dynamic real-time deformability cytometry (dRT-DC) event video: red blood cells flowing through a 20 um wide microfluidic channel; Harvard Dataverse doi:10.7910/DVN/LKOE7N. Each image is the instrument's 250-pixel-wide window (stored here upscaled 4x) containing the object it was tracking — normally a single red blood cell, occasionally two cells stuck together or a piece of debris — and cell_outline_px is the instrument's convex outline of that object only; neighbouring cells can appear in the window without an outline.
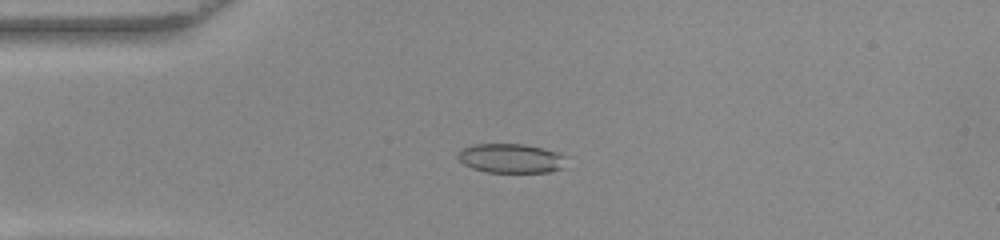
{"species": "common noctule bat (a hibernating species)", "species_latin": "Nyctalus noctula", "temperature_condition": "warm", "stored_images_in_passage": 52, "camera_frame_rate_fps": 3000, "um_per_image_px": 0.085, "animal": {"sex": "female", "body_mass_g": 22.0, "forearm_length_mm": 56.7}, "frame": {"image": 1, "passage_image": 13, "time_ms": 4.0, "image_size_px": [1000, 240], "cell_outline_px": [[564, 168], [548, 172], [484, 172], [472, 168], [464, 164], [456, 156], [464, 148], [476, 144], [524, 144], [556, 152], [564, 156]], "centroid_in_image_um": [43.41, 13.47], "position_along_channel_um": 41.6, "area_um2": 18.26}}
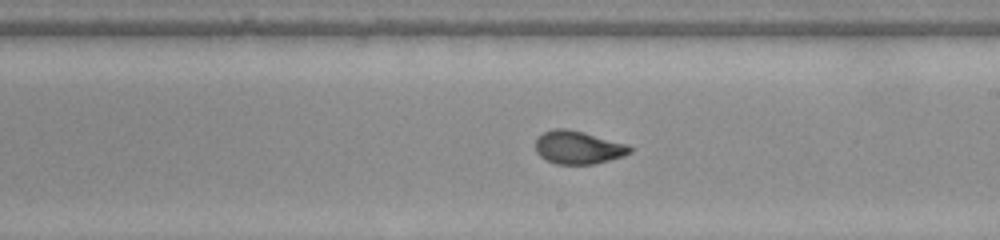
{"frame": {"image": 2, "passage_image": 30, "time_ms": 9.667, "image_size_px": [1000, 240], "cell_outline_px": [[632, 152], [624, 156], [596, 164], [556, 164], [540, 156], [536, 152], [536, 140], [544, 132], [556, 128], [564, 128], [584, 132], [628, 144], [632, 148]], "centroid_in_image_um": [49.18, 12.54], "position_along_channel_um": 239.8, "area_um2": 18.21}}
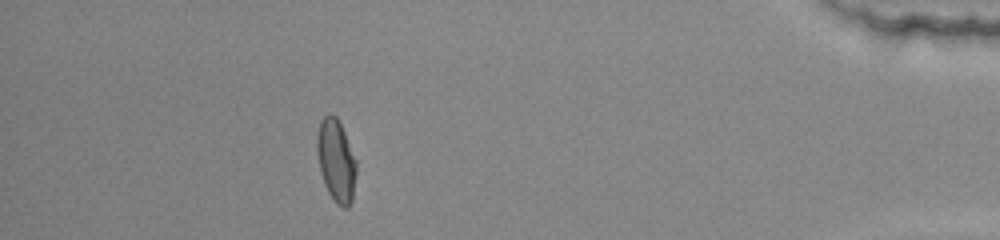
{"frame": {"image": 3, "passage_image": 47, "time_ms": 15.333, "image_size_px": [1000, 240], "cell_outline_px": [[356, 172], [352, 200], [348, 208], [344, 208], [336, 204], [328, 192], [324, 184], [320, 172], [316, 152], [316, 136], [320, 120], [328, 112], [332, 112], [336, 116], [344, 132], [356, 160]], "centroid_in_image_um": [28.54, 13.63], "position_along_channel_um": 406.7, "area_um2": 19.13}, "authors_computed_cell_mechanics": {"area_um2": 18.8717, "velocity_mm_per_s": 3.9034, "shape_relaxation_time_tau1_ms": 7.8008, "shape_relaxation_time_tau2_ms": 0.9695, "deformation_change_tau1": 0.2216, "deformation_change_tau2": 0.0563}}